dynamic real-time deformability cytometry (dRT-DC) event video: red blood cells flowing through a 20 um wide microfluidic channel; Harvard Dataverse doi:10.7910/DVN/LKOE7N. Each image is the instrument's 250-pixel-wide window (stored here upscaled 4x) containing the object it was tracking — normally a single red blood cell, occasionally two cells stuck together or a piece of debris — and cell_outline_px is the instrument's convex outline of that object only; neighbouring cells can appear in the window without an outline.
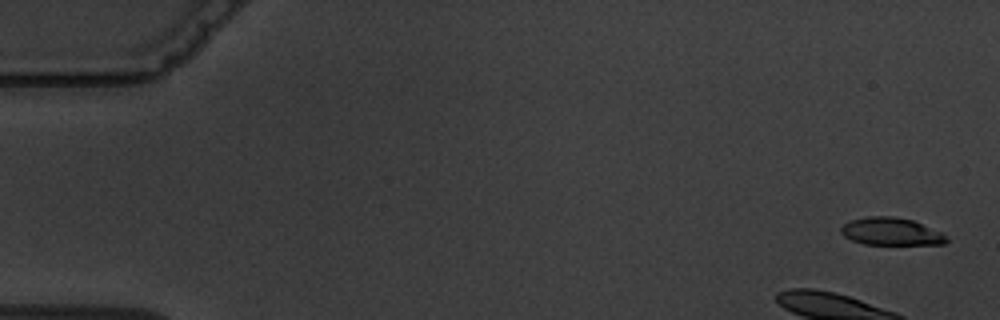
{"species": "common noctule bat (a hibernating species)", "species_latin": "Nyctalus noctula", "temperature_condition": "warm", "stored_images_in_passage": 7, "camera_frame_rate_fps": 3000, "um_per_image_px": 0.085, "animal": {"sex": "male", "body_mass_g": 19.5, "forearm_length_mm": 54.6}, "frame": {"image": 1, "passage_image": 1, "time_ms": 0.0, "image_size_px": [1000, 320], "cell_outline_px": [[948, 240], [944, 244], [864, 244], [852, 240], [844, 236], [840, 232], [840, 228], [844, 224], [852, 220], [868, 216], [892, 216], [912, 220], [940, 232]], "centroid_in_image_um": [75.7, 19.68], "position_along_channel_um": 9.3, "area_um2": 16.65}}